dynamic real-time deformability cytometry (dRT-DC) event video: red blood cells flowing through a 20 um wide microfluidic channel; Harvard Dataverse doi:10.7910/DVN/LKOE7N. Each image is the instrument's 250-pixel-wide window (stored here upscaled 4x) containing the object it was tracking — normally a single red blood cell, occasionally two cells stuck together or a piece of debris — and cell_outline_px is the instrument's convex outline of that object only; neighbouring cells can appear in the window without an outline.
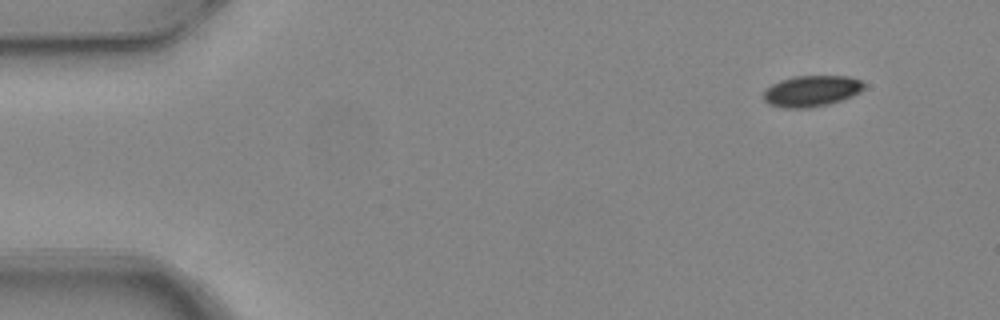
{"species": "common noctule bat (a hibernating species)", "species_latin": "Nyctalus noctula", "temperature_condition": "warm", "stored_images_in_passage": 5, "camera_frame_rate_fps": 3000, "um_per_image_px": 0.085, "animal": {"sex": "female", "body_mass_g": 24.6, "forearm_length_mm": 56.2}, "frame": {"image": 1, "passage_image": 1, "time_ms": 0.0, "image_size_px": [1000, 320], "cell_outline_px": [[864, 88], [860, 92], [852, 96], [828, 104], [808, 108], [784, 108], [768, 104], [764, 100], [764, 88], [780, 80], [796, 76], [848, 76], [860, 80], [864, 84]], "centroid_in_image_um": [68.95, 7.74], "position_along_channel_um": 16.0, "area_um2": 18.21}}
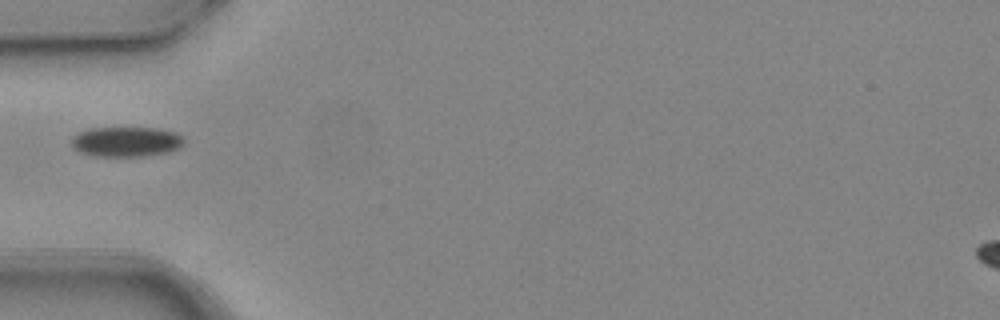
{"frame": {"image": 2, "passage_image": 4, "time_ms": 1.0, "image_size_px": [1000, 320], "cell_outline_px": [[184, 144], [180, 148], [168, 152], [144, 156], [92, 156], [80, 152], [72, 148], [72, 136], [88, 128], [160, 128], [176, 132], [184, 136]], "centroid_in_image_um": [10.75, 12.04], "position_along_channel_um": 74.2, "area_um2": 19.94}}
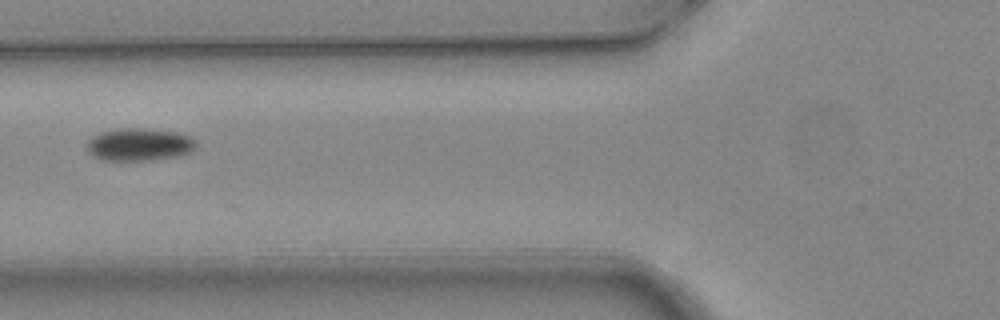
{"frame": {"image": 3, "passage_image": 5, "time_ms": 1.333, "image_size_px": [1000, 320], "cell_outline_px": [[196, 148], [192, 152], [180, 156], [152, 160], [100, 160], [92, 156], [88, 152], [88, 140], [92, 136], [100, 132], [120, 128], [140, 128], [176, 132], [192, 136], [196, 140]], "centroid_in_image_um": [11.87, 12.29], "position_along_channel_um": 113.9, "area_um2": 21.04}}